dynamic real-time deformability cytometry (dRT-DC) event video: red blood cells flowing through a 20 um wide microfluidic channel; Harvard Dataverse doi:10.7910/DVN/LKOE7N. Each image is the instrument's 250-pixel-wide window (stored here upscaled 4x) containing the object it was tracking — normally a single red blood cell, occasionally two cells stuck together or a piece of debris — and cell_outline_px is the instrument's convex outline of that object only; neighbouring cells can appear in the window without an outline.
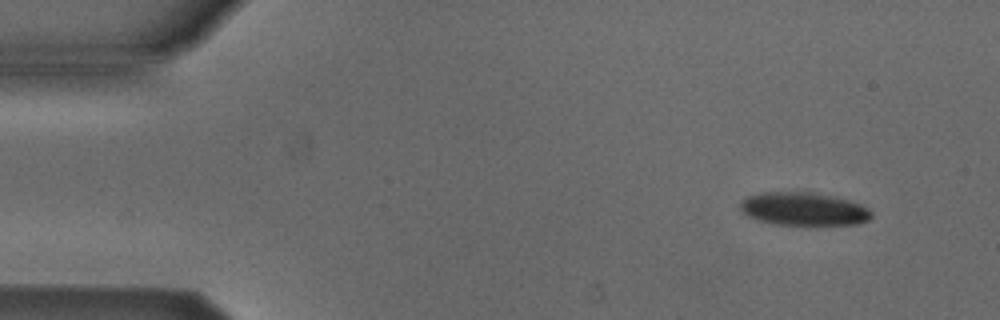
{"species": "Egyptian fruit bat (a non-hibernating species)", "species_latin": "Rousettus aegyptiacus", "temperature_condition": "cold", "stored_images_in_passage": 5, "camera_frame_rate_fps": 3000, "um_per_image_px": 0.085, "animal": {"sex": "male"}, "frame": {"image": 1, "passage_image": 1, "time_ms": 0.0, "image_size_px": [1000, 320], "cell_outline_px": [[872, 216], [868, 220], [856, 224], [776, 224], [760, 220], [748, 216], [740, 208], [740, 200], [748, 196], [760, 192], [808, 192], [828, 196], [860, 204], [872, 212]], "centroid_in_image_um": [68.26, 17.76], "position_along_channel_um": 16.7, "area_um2": 24.68}}